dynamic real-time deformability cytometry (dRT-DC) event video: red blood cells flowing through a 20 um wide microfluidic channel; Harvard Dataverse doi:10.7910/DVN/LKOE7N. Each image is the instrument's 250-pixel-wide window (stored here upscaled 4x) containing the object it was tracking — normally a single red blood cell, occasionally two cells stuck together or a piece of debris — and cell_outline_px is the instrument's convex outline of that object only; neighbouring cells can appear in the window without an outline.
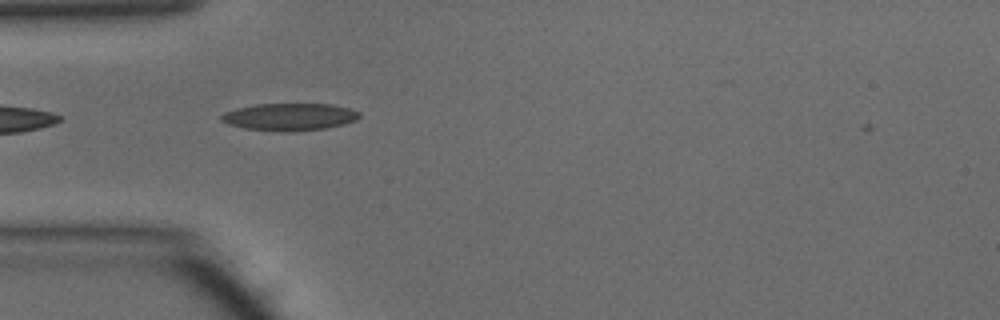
{"species": "common noctule bat (a hibernating species)", "species_latin": "Nyctalus noctula", "temperature_condition": "warm", "stored_images_in_passage": 4, "camera_frame_rate_fps": 3000, "um_per_image_px": 0.085, "animal": {"sex": "male", "body_mass_g": 15.6}, "frame": {"image": 1, "passage_image": 1, "time_ms": 0.0, "image_size_px": [1000, 320], "cell_outline_px": [[360, 116], [356, 120], [344, 124], [324, 128], [280, 132], [244, 128], [228, 124], [220, 120], [220, 116], [224, 112], [236, 108], [256, 104], [332, 104], [348, 108], [360, 112]], "centroid_in_image_um": [24.58, 9.93], "position_along_channel_um": 60.4, "area_um2": 21.91}}